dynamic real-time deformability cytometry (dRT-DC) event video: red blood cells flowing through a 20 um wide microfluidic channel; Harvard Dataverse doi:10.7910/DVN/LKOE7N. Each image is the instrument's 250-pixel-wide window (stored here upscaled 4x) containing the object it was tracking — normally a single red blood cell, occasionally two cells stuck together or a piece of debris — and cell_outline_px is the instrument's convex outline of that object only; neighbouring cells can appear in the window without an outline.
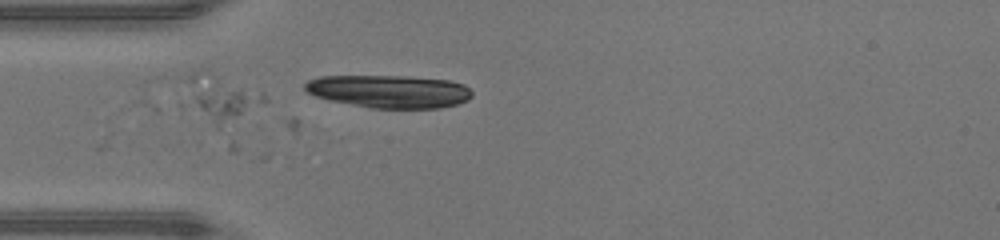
{"species": "human", "species_latin": "Homo sapiens", "temperature_condition": "warm", "stored_images_in_passage": 8, "camera_frame_rate_fps": 3000, "um_per_image_px": 0.085, "donor": {"sex": "male"}, "frame": {"image": 1, "passage_image": 8, "time_ms": 2.333, "image_size_px": [1000, 240], "cell_outline_px": [[472, 96], [468, 100], [456, 104], [440, 108], [372, 108], [328, 100], [316, 96], [308, 92], [304, 88], [304, 84], [308, 80], [320, 76], [408, 76], [448, 80], [464, 84], [472, 92]], "centroid_in_image_um": [33.08, 7.76], "position_along_channel_um": 51.9, "area_um2": 32.02}}